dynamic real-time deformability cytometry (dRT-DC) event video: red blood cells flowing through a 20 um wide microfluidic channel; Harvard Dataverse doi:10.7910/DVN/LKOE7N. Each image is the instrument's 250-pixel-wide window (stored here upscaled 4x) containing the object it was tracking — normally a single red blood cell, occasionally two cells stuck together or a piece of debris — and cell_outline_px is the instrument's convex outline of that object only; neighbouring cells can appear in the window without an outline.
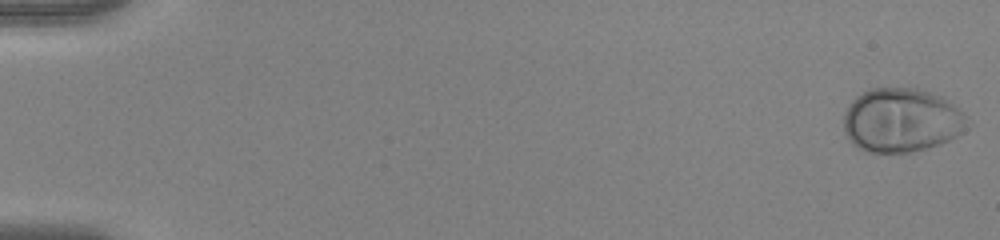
{"species": "human", "species_latin": "Homo sapiens", "temperature_condition": "warm", "stored_images_in_passage": 53, "camera_frame_rate_fps": 3000, "um_per_image_px": 0.085, "donor": {"sex": "female"}, "frame": {"image": 1, "passage_image": 1, "time_ms": 0.0, "image_size_px": [1000, 240], "cell_outline_px": [[972, 124], [964, 132], [940, 144], [912, 152], [868, 152], [856, 148], [852, 144], [844, 132], [844, 116], [852, 100], [856, 96], [872, 88], [916, 88], [944, 96], [964, 112], [968, 116]], "centroid_in_image_um": [76.69, 10.22], "position_along_channel_um": 8.3, "area_um2": 46.7}}
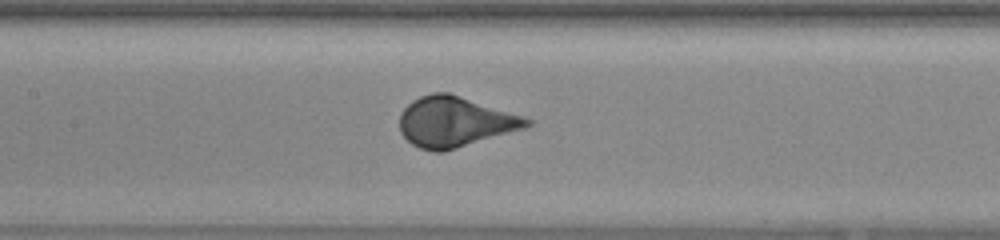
{"frame": {"image": 2, "passage_image": 27, "time_ms": 8.667, "image_size_px": [1000, 240], "cell_outline_px": [[532, 124], [524, 128], [456, 148], [440, 152], [432, 152], [420, 148], [412, 144], [400, 132], [400, 112], [412, 100], [420, 96], [432, 92], [448, 92], [532, 120]], "centroid_in_image_um": [38.6, 10.35], "position_along_channel_um": 168.8, "area_um2": 36.65}}
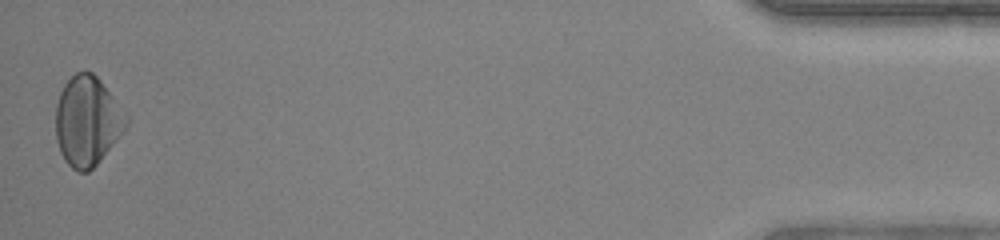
{"frame": {"image": 3, "passage_image": 53, "time_ms": 17.333, "image_size_px": [1000, 240], "cell_outline_px": [[128, 124], [124, 132], [100, 160], [88, 172], [76, 172], [64, 160], [60, 152], [56, 140], [56, 104], [60, 92], [64, 84], [76, 72], [92, 72], [100, 80], [128, 112]], "centroid_in_image_um": [7.44, 10.29], "position_along_channel_um": 427.8, "area_um2": 37.17}, "authors_computed_cell_mechanics": {"area_um2": 37.7434, "velocity_mm_per_s": 3.9331, "shape_relaxation_time_tau1_ms": 2.3117, "shape_relaxation_time_tau2_ms": null, "deformation_change_tau1": 0.1865, "deformation_change_tau2": null}}